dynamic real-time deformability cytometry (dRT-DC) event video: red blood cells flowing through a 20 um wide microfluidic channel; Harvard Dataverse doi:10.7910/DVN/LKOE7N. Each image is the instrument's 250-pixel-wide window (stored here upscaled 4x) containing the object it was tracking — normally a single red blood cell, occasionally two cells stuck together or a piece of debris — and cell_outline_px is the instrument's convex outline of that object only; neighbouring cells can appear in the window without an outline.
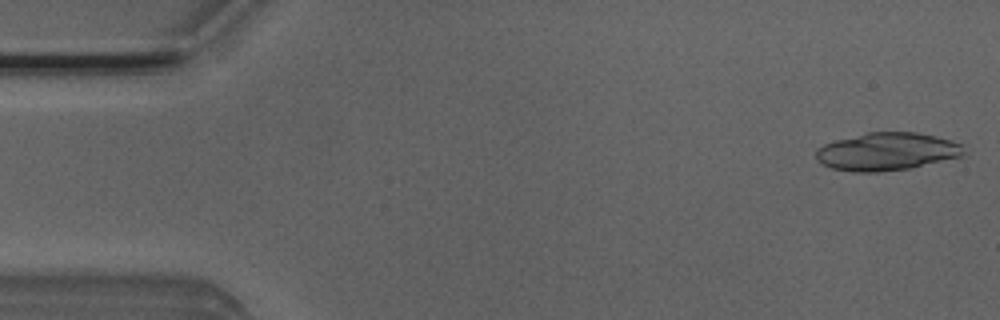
{"species": "Egyptian fruit bat (a non-hibernating species)", "species_latin": "Rousettus aegyptiacus", "temperature_condition": "room temperature", "stored_images_in_passage": 13, "camera_frame_rate_fps": 3000, "um_per_image_px": 0.085, "animal": {"sex": "male"}, "frame": {"image": 1, "passage_image": 1, "time_ms": 0.0, "image_size_px": [1000, 320], "cell_outline_px": [[964, 156], [908, 168], [876, 172], [852, 172], [832, 168], [820, 164], [816, 160], [816, 148], [824, 144], [836, 140], [868, 132], [916, 132], [936, 136], [952, 140], [964, 144]], "centroid_in_image_um": [75.38, 12.88], "position_along_channel_um": 9.6, "area_um2": 32.71}}